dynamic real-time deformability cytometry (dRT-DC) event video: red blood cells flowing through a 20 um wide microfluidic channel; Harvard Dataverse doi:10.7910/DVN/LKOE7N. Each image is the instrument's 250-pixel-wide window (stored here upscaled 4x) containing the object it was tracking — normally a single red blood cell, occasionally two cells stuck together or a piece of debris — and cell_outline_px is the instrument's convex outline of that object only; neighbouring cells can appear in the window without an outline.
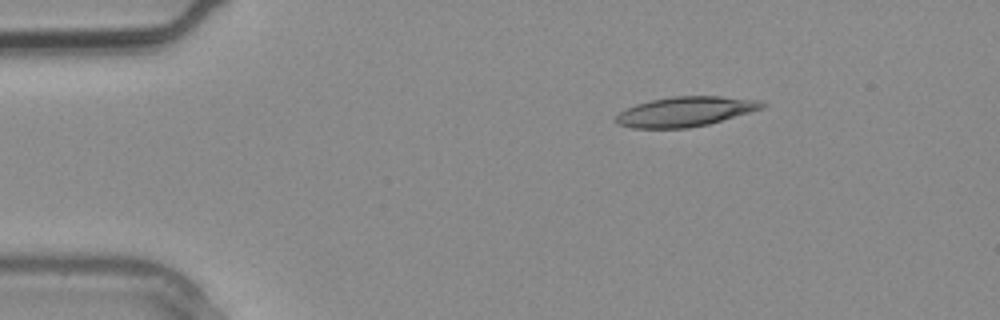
{"species": "common noctule bat (a hibernating species)", "species_latin": "Nyctalus noctula", "temperature_condition": "warm", "stored_images_in_passage": 3, "camera_frame_rate_fps": 3000, "um_per_image_px": 0.085, "animal": {"sex": "male", "body_mass_g": 20.4}, "frame": {"image": 1, "passage_image": 2, "time_ms": 0.333, "image_size_px": [1000, 320], "cell_outline_px": [[768, 104], [764, 108], [708, 124], [688, 128], [632, 128], [616, 124], [612, 120], [620, 112], [636, 104], [652, 100], [672, 96], [720, 96], [760, 100]], "centroid_in_image_um": [58.25, 9.48], "position_along_channel_um": 26.8, "area_um2": 25.43}}